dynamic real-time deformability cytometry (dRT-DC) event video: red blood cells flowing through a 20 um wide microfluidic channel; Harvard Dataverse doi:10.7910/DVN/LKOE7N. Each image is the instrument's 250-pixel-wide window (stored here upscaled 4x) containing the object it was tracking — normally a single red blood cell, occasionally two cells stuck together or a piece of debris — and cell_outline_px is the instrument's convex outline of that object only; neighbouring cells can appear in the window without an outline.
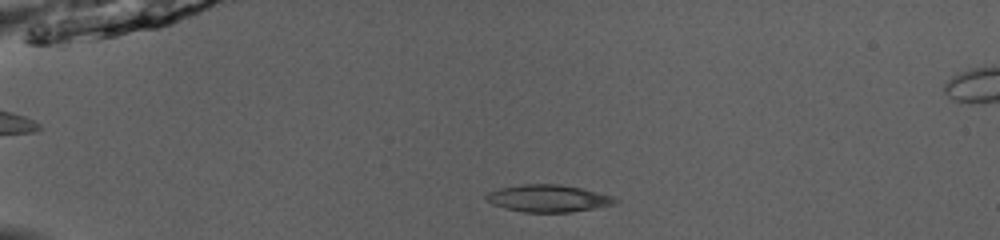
{"species": "common noctule bat (a hibernating species)", "species_latin": "Nyctalus noctula", "temperature_condition": "room temperature", "stored_images_in_passage": 51, "camera_frame_rate_fps": 3000, "um_per_image_px": 0.085, "animal": {"sex": "male", "body_mass_g": 13.0, "forearm_length_mm": 53.1}, "frame": {"image": 1, "passage_image": 13, "time_ms": 4.0, "image_size_px": [1000, 240], "cell_outline_px": [[620, 200], [616, 204], [572, 212], [524, 212], [504, 208], [492, 204], [484, 200], [484, 196], [488, 192], [500, 188], [520, 184], [560, 184], [580, 188], [616, 196]], "centroid_in_image_um": [46.61, 16.86], "position_along_channel_um": 38.4, "area_um2": 20.69}}
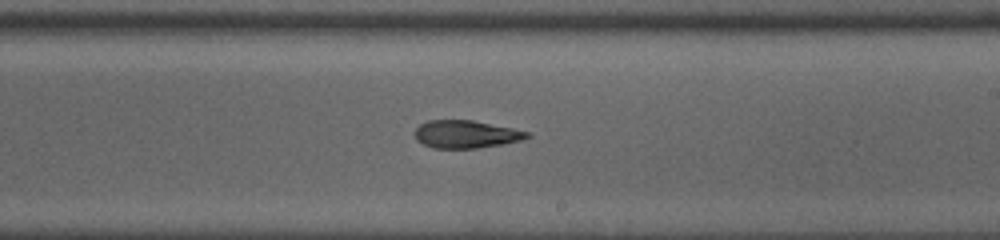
{"frame": {"image": 2, "passage_image": 32, "time_ms": 10.333, "image_size_px": [1000, 240], "cell_outline_px": [[532, 136], [520, 140], [504, 144], [476, 148], [432, 148], [416, 140], [416, 128], [420, 124], [428, 120], [472, 120], [512, 128], [528, 132]], "centroid_in_image_um": [39.6, 11.41], "position_along_channel_um": 249.4, "area_um2": 18.03}}
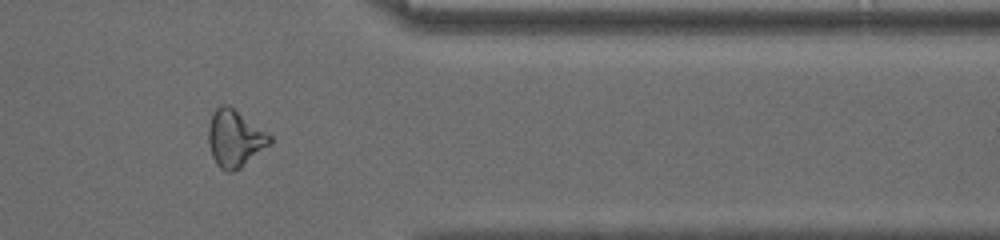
{"frame": {"image": 3, "passage_image": 43, "time_ms": 14.0, "image_size_px": [1000, 240], "cell_outline_px": [[272, 140], [268, 144], [240, 168], [232, 172], [228, 172], [220, 168], [216, 164], [212, 156], [208, 144], [208, 128], [212, 112], [220, 104], [228, 104], [272, 136]], "centroid_in_image_um": [19.91, 11.75], "position_along_channel_um": 391.5, "area_um2": 20.17}, "authors_computed_cell_mechanics": {"area_um2": 20.1144, "velocity_mm_per_s": 4.0723, "shape_relaxation_time_tau1_ms": 4.401, "shape_relaxation_time_tau2_ms": 2.9883, "deformation_change_tau1": 0.1711, "deformation_change_tau2": 0.102}}